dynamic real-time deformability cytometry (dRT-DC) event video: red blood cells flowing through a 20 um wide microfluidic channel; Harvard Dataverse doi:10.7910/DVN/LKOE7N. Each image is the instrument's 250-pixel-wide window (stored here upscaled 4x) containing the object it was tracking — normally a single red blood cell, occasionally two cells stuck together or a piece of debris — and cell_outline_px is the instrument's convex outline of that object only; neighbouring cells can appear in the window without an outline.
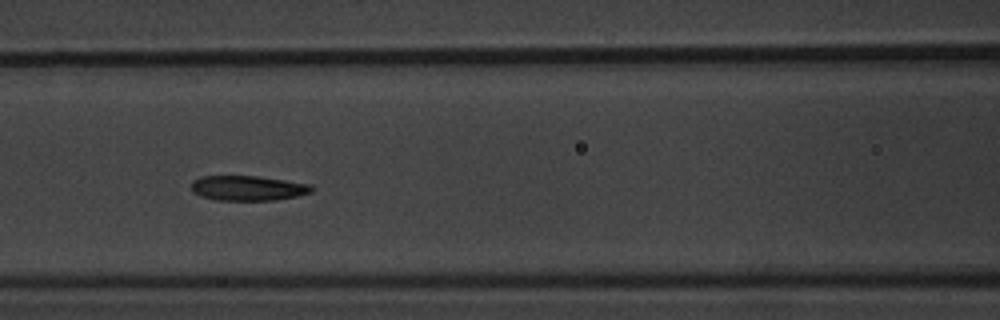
{"species": "common noctule bat (a hibernating species)", "species_latin": "Nyctalus noctula", "temperature_condition": "warm", "stored_images_in_passage": 9, "camera_frame_rate_fps": 3000, "um_per_image_px": 0.085, "animal": {"sex": "male", "body_mass_g": 20.1, "forearm_length_mm": 53.5}, "frame": {"image": 1, "passage_image": 7, "time_ms": 6.667, "image_size_px": [1000, 320], "cell_outline_px": [[312, 192], [296, 196], [272, 200], [216, 200], [200, 196], [192, 192], [192, 180], [200, 176], [256, 176], [312, 184]], "centroid_in_image_um": [21.03, 15.98], "position_along_channel_um": 145.6, "area_um2": 17.46}}
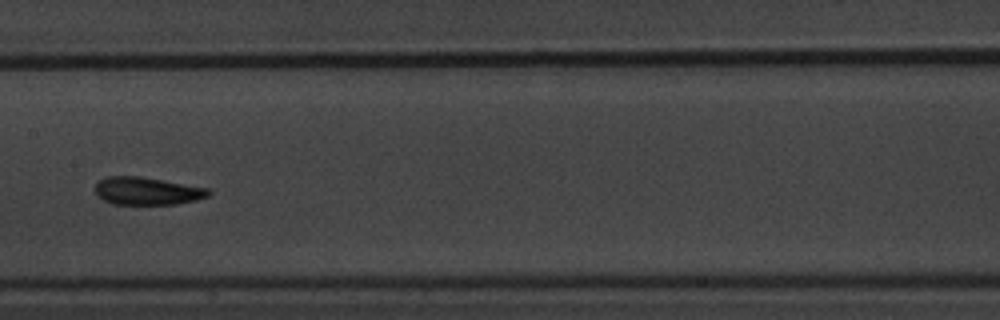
{"frame": {"image": 2, "passage_image": 8, "time_ms": 8.0, "image_size_px": [1000, 320], "cell_outline_px": [[212, 192], [208, 196], [196, 200], [176, 204], [116, 204], [104, 200], [96, 196], [92, 188], [100, 180], [108, 176], [140, 176], [208, 188]], "centroid_in_image_um": [12.47, 16.23], "position_along_channel_um": 194.9, "area_um2": 18.38}}
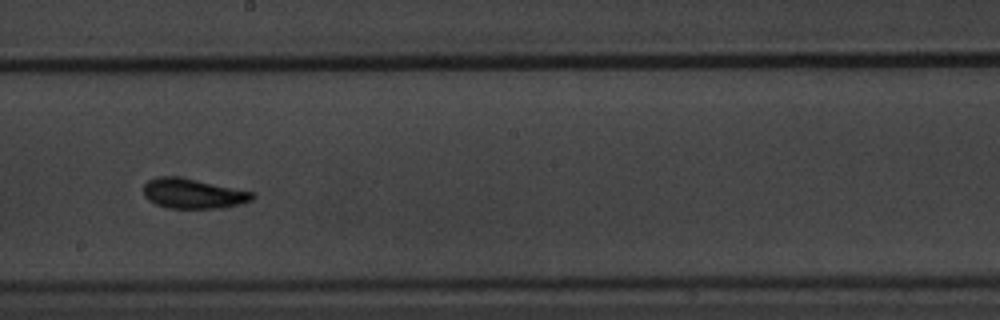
{"frame": {"image": 3, "passage_image": 9, "time_ms": 9.0, "image_size_px": [1000, 320], "cell_outline_px": [[256, 196], [252, 200], [240, 204], [220, 208], [168, 208], [156, 204], [148, 200], [144, 196], [144, 184], [148, 180], [156, 176], [176, 176], [256, 192]], "centroid_in_image_um": [16.42, 16.45], "position_along_channel_um": 231.8, "area_um2": 19.07}}